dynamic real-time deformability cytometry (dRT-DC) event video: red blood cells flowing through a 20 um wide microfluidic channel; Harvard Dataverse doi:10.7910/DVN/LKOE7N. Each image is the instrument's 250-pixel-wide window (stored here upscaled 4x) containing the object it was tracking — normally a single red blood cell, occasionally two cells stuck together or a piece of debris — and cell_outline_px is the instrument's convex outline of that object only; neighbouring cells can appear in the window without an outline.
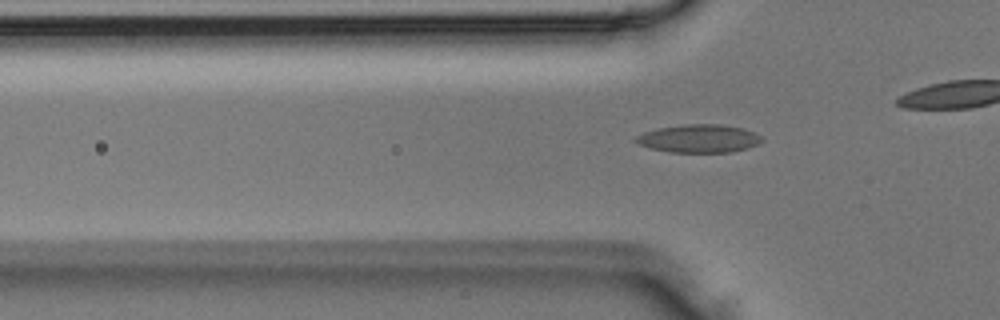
{"species": "Egyptian fruit bat (a non-hibernating species)", "species_latin": "Rousettus aegyptiacus", "temperature_condition": "room temperature", "stored_images_in_passage": 5, "camera_frame_rate_fps": 3000, "um_per_image_px": 0.085, "animal": {"sex": "male"}, "frame": {"image": 1, "passage_image": 5, "time_ms": 1.333, "image_size_px": [1000, 320], "cell_outline_px": [[764, 140], [748, 148], [732, 152], [668, 152], [636, 144], [632, 140], [636, 136], [644, 132], [656, 128], [684, 124], [720, 124], [744, 128], [760, 136]], "centroid_in_image_um": [59.37, 11.77], "position_along_channel_um": 66.4, "area_um2": 20.75}}